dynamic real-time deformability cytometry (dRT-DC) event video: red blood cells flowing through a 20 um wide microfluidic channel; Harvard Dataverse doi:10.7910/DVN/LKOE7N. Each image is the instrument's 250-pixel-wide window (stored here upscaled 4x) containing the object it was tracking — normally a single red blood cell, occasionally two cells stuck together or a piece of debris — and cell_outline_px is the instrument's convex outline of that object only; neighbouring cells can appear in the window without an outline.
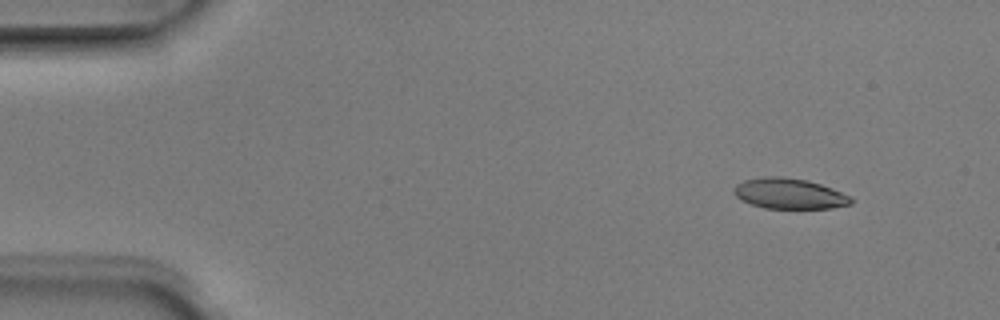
{"species": "Egyptian fruit bat (a non-hibernating species)", "species_latin": "Rousettus aegyptiacus", "temperature_condition": "room temperature", "stored_images_in_passage": 5, "camera_frame_rate_fps": 3000, "um_per_image_px": 0.085, "animal": {"sex": "male"}, "frame": {"image": 1, "passage_image": 2, "time_ms": 0.333, "image_size_px": [1000, 320], "cell_outline_px": [[856, 200], [852, 204], [832, 208], [764, 208], [740, 200], [732, 192], [732, 188], [736, 184], [744, 180], [764, 176], [780, 176], [808, 180], [832, 188], [852, 196]], "centroid_in_image_um": [67.1, 16.45], "position_along_channel_um": 17.9, "area_um2": 21.15}}
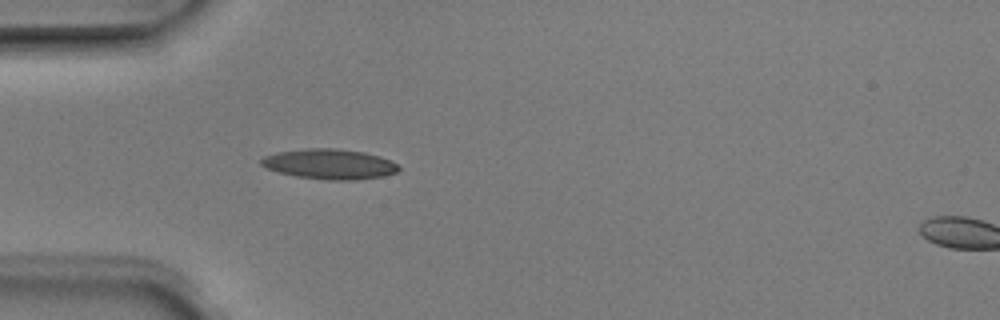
{"frame": {"image": 2, "passage_image": 4, "time_ms": 1.0, "image_size_px": [1000, 320], "cell_outline_px": [[400, 168], [396, 172], [384, 176], [356, 180], [328, 180], [296, 176], [280, 172], [268, 168], [260, 164], [260, 160], [264, 156], [276, 152], [304, 148], [336, 148], [364, 152], [380, 156], [396, 164]], "centroid_in_image_um": [28.0, 13.94], "position_along_channel_um": 57.0, "area_um2": 24.1}}